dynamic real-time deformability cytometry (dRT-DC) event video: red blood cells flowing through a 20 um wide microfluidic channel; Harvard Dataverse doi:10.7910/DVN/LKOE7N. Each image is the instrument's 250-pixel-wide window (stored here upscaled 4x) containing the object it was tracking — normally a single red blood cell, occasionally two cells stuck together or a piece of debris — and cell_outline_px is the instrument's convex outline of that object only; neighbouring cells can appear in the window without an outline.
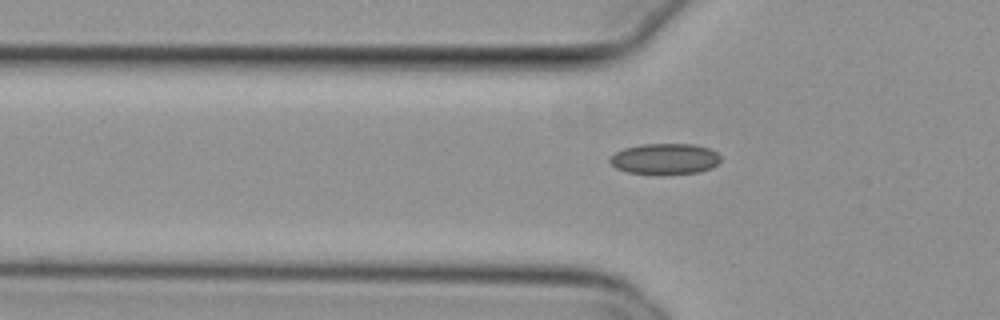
{"species": "common noctule bat (a hibernating species)", "species_latin": "Nyctalus noctula", "temperature_condition": "cold", "stored_images_in_passage": 34, "camera_frame_rate_fps": 3000, "um_per_image_px": 0.085, "animal": {"sex": "female", "body_mass_g": 29.2, "forearm_length_mm": 56.3}, "frame": {"image": 1, "passage_image": 5, "time_ms": 1.333, "image_size_px": [1000, 320], "cell_outline_px": [[720, 160], [712, 168], [700, 172], [660, 176], [628, 172], [616, 168], [608, 160], [616, 152], [624, 148], [640, 144], [696, 144], [708, 148], [716, 152], [720, 156]], "centroid_in_image_um": [56.52, 13.53], "position_along_channel_um": 69.3, "area_um2": 20.35}}
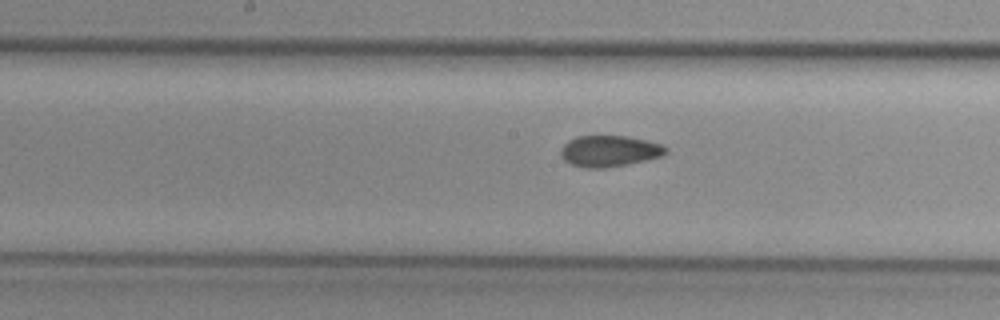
{"frame": {"image": 2, "passage_image": 15, "time_ms": 4.667, "image_size_px": [1000, 320], "cell_outline_px": [[668, 152], [664, 156], [628, 164], [604, 168], [584, 168], [568, 164], [560, 156], [560, 148], [568, 140], [576, 136], [628, 136], [664, 144], [668, 148]], "centroid_in_image_um": [51.8, 12.84], "position_along_channel_um": 196.4, "area_um2": 19.54}}
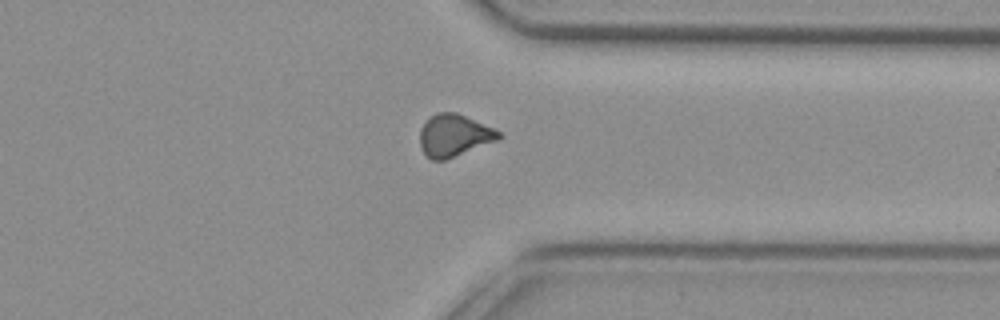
{"frame": {"image": 3, "passage_image": 29, "time_ms": 9.333, "image_size_px": [1000, 320], "cell_outline_px": [[500, 136], [496, 140], [444, 160], [432, 160], [424, 152], [420, 144], [420, 128], [432, 116], [440, 112], [456, 112], [492, 128], [500, 132]], "centroid_in_image_um": [38.56, 11.51], "position_along_channel_um": 372.8, "area_um2": 18.67}, "authors_computed_cell_mechanics": {"area_um2": 19.3052, "velocity_mm_per_s": 3.8135, "shape_relaxation_time_tau1_ms": null, "shape_relaxation_time_tau2_ms": 2.5782, "deformation_change_tau1": null, "deformation_change_tau2": 0.0671}}